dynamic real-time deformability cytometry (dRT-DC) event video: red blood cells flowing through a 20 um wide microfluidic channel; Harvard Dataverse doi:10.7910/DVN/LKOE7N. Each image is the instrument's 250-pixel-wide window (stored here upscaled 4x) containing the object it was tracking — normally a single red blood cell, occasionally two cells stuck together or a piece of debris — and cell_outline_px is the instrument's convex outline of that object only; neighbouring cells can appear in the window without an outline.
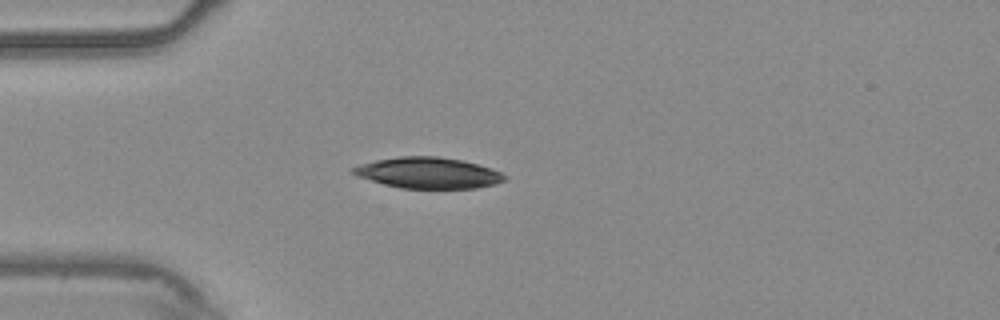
{"species": "common noctule bat (a hibernating species)", "species_latin": "Nyctalus noctula", "temperature_condition": "warm", "stored_images_in_passage": 37, "camera_frame_rate_fps": 3000, "um_per_image_px": 0.085, "animal": {"sex": "male", "body_mass_g": 20.4}, "frame": {"image": 1, "passage_image": 4, "time_ms": 1.0, "image_size_px": [1000, 320], "cell_outline_px": [[508, 180], [496, 184], [476, 188], [400, 188], [384, 184], [360, 176], [352, 172], [352, 168], [360, 164], [376, 160], [400, 156], [440, 156], [460, 160], [492, 168], [508, 176]], "centroid_in_image_um": [36.46, 14.69], "position_along_channel_um": 48.5, "area_um2": 27.22}}
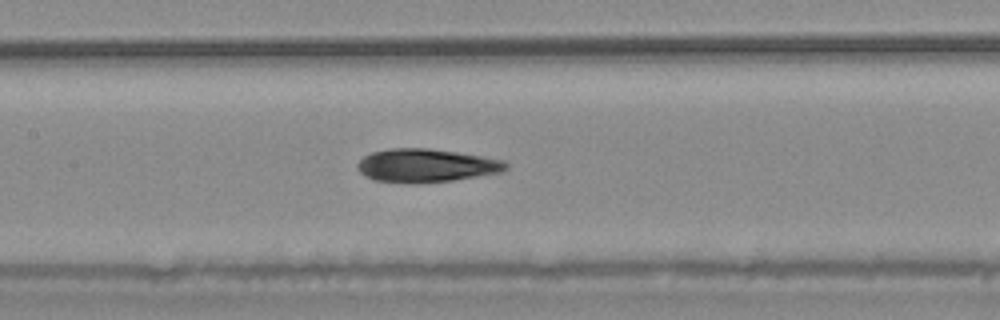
{"frame": {"image": 2, "passage_image": 15, "time_ms": 4.667, "image_size_px": [1000, 320], "cell_outline_px": [[508, 168], [500, 172], [452, 180], [372, 180], [364, 176], [356, 168], [356, 164], [364, 156], [372, 152], [392, 148], [428, 148], [456, 152], [504, 160], [508, 164]], "centroid_in_image_um": [36.21, 14.02], "position_along_channel_um": 171.2, "area_um2": 27.69}}
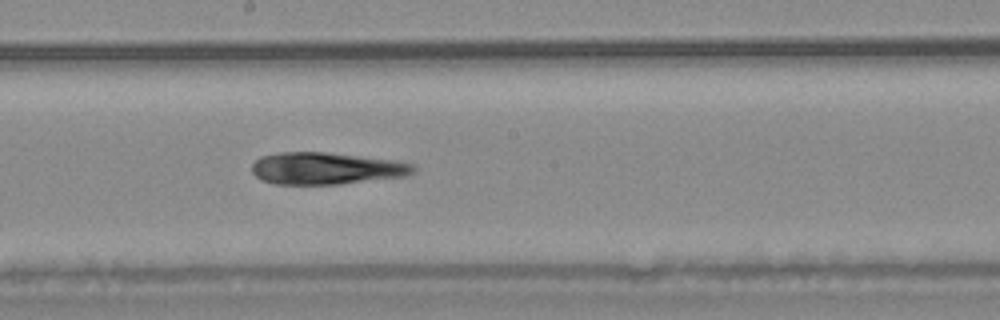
{"frame": {"image": 3, "passage_image": 19, "time_ms": 6.0, "image_size_px": [1000, 320], "cell_outline_px": [[416, 172], [404, 176], [340, 184], [276, 184], [260, 180], [252, 172], [252, 164], [260, 156], [280, 152], [324, 152], [396, 160], [412, 164], [416, 168]], "centroid_in_image_um": [27.71, 14.31], "position_along_channel_um": 220.5, "area_um2": 30.11}}